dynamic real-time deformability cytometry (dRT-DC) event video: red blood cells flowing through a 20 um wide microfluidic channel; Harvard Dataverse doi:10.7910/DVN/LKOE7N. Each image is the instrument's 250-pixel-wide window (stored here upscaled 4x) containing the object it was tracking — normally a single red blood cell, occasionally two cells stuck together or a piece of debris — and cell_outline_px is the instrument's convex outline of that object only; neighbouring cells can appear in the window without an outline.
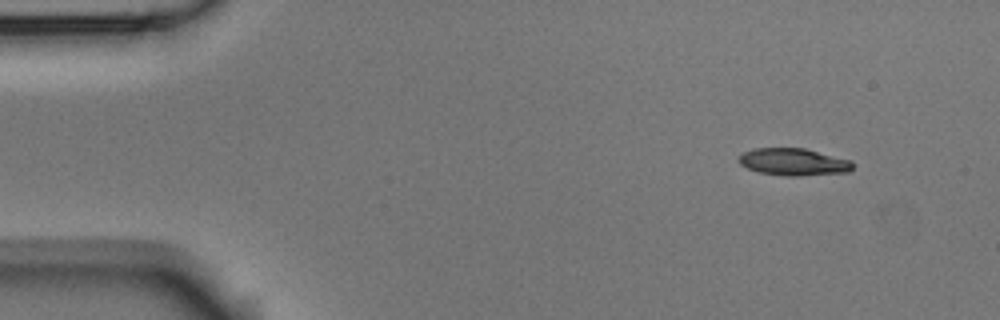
{"species": "Egyptian fruit bat (a non-hibernating species)", "species_latin": "Rousettus aegyptiacus", "temperature_condition": "room temperature", "stored_images_in_passage": 5, "camera_frame_rate_fps": 3000, "um_per_image_px": 0.085, "animal": {"sex": "male"}, "frame": {"image": 1, "passage_image": 1, "time_ms": 0.0, "image_size_px": [1000, 320], "cell_outline_px": [[852, 168], [848, 172], [800, 176], [788, 176], [760, 172], [748, 168], [740, 164], [736, 160], [736, 156], [744, 152], [756, 148], [804, 148], [852, 160]], "centroid_in_image_um": [67.43, 13.76], "position_along_channel_um": 17.6, "area_um2": 18.09}}
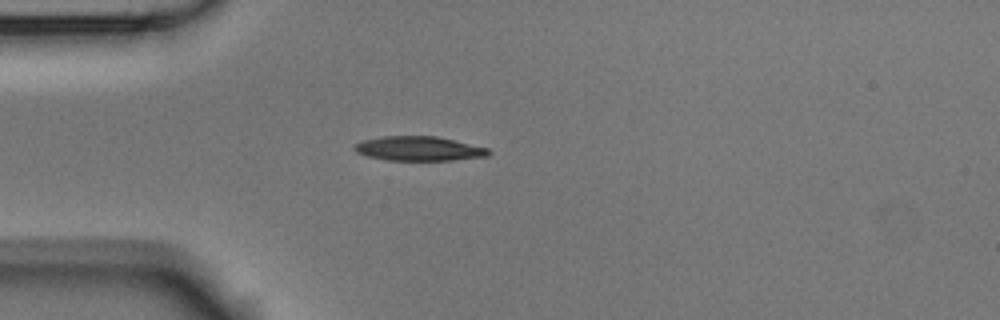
{"frame": {"image": 2, "passage_image": 3, "time_ms": 0.667, "image_size_px": [1000, 320], "cell_outline_px": [[492, 152], [488, 156], [452, 160], [388, 160], [368, 156], [356, 152], [352, 148], [356, 144], [364, 140], [380, 136], [436, 136], [488, 148]], "centroid_in_image_um": [35.61, 12.63], "position_along_channel_um": 49.4, "area_um2": 18.96}}
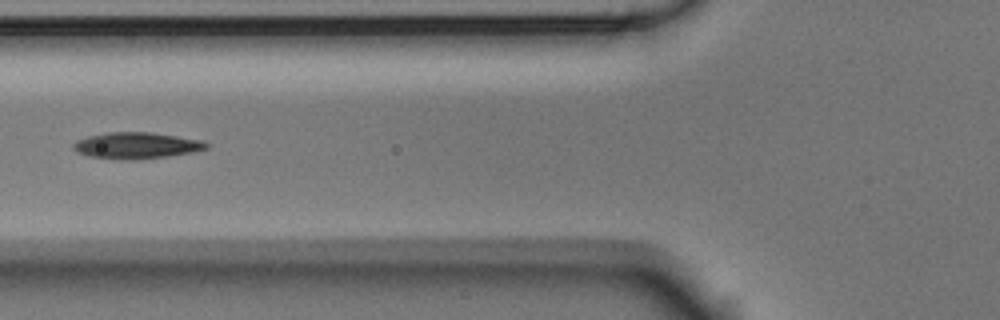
{"frame": {"image": 3, "passage_image": 5, "time_ms": 1.333, "image_size_px": [1000, 320], "cell_outline_px": [[208, 148], [192, 152], [168, 156], [132, 160], [88, 156], [76, 152], [72, 148], [72, 144], [76, 140], [88, 136], [108, 132], [152, 132], [204, 140], [208, 144]], "centroid_in_image_um": [11.59, 12.36], "position_along_channel_um": 114.2, "area_um2": 20.46}}